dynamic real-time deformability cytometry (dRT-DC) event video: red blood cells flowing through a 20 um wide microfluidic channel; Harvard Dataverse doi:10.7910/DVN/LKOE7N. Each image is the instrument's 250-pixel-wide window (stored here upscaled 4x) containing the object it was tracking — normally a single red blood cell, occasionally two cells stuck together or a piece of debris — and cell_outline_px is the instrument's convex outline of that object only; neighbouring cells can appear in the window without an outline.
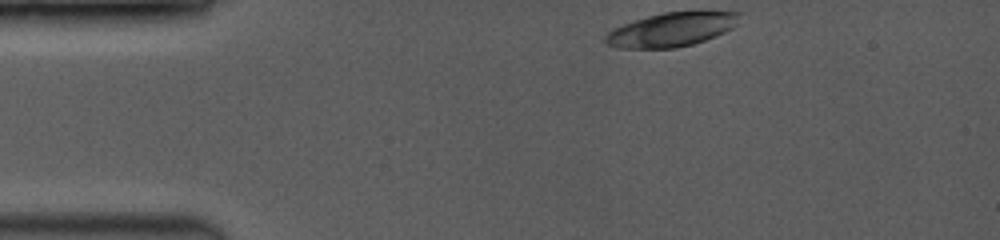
{"species": "common noctule bat (a hibernating species)", "species_latin": "Nyctalus noctula", "temperature_condition": "room temperature", "stored_images_in_passage": 33, "camera_frame_rate_fps": 3500, "um_per_image_px": 0.085, "animal": {"sex": "female", "body_mass_g": 19.0, "forearm_length_mm": 53.3}, "frame": {"image": 1, "passage_image": 1, "time_ms": 0.0, "image_size_px": [1000, 240], "cell_outline_px": [[740, 24], [716, 36], [692, 44], [676, 48], [616, 48], [608, 44], [604, 40], [608, 32], [624, 24], [648, 16], [664, 12], [740, 12]], "centroid_in_image_um": [57.11, 2.52], "position_along_channel_um": 27.9, "area_um2": 26.18}}
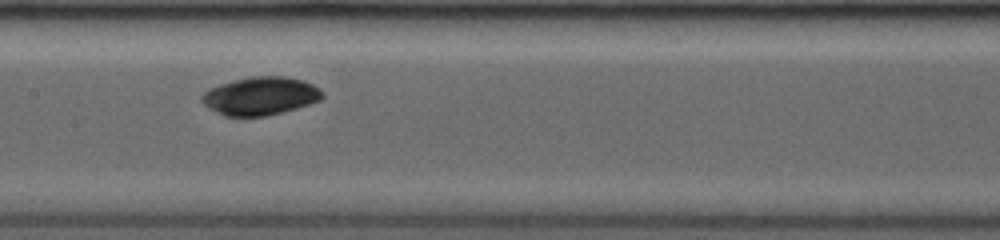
{"frame": {"image": 2, "passage_image": 15, "time_ms": 5.429, "image_size_px": [1000, 240], "cell_outline_px": [[324, 96], [320, 100], [296, 108], [264, 116], [224, 116], [208, 108], [200, 100], [200, 96], [208, 88], [220, 84], [252, 76], [284, 76], [304, 80], [320, 88]], "centroid_in_image_um": [22.11, 8.15], "position_along_channel_um": 185.3, "area_um2": 26.76}}
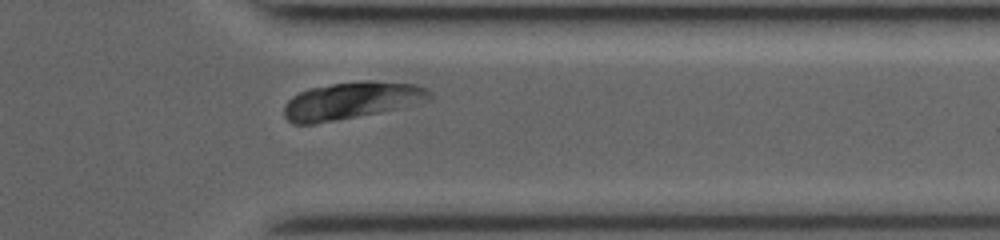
{"frame": {"image": 3, "passage_image": 28, "time_ms": 10.286, "image_size_px": [1000, 240], "cell_outline_px": [[432, 100], [420, 104], [380, 112], [336, 120], [312, 124], [292, 124], [284, 116], [284, 104], [292, 96], [300, 92], [312, 88], [332, 84], [360, 80], [372, 80], [416, 84], [432, 92]], "centroid_in_image_um": [29.93, 8.54], "position_along_channel_um": 381.5, "area_um2": 31.73}, "authors_computed_cell_mechanics": {"area_um2": 28.1486, "velocity_mm_per_s": 4.0118, "shape_relaxation_time_tau1_ms": 4.1596, "shape_relaxation_time_tau2_ms": null, "deformation_change_tau1": 0.2804, "deformation_change_tau2": null}}